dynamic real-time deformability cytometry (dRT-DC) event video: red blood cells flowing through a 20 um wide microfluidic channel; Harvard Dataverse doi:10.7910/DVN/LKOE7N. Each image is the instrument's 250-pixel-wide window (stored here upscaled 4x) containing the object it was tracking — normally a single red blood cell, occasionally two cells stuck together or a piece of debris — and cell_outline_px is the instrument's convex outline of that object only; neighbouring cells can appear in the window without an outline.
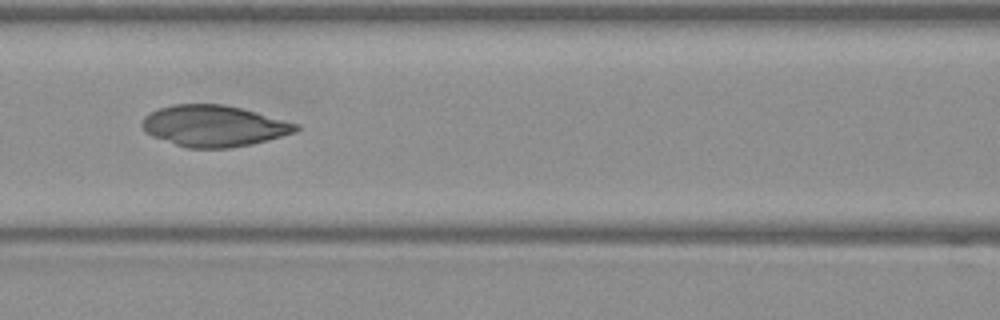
{"species": "Egyptian fruit bat (a non-hibernating species)", "species_latin": "Rousettus aegyptiacus", "temperature_condition": "warm", "stored_images_in_passage": 53, "camera_frame_rate_fps": 3000, "um_per_image_px": 0.085, "frame": {"image": 1, "passage_image": 23, "time_ms": 7.333, "image_size_px": [1000, 320], "cell_outline_px": [[300, 128], [296, 132], [252, 144], [228, 148], [188, 148], [152, 136], [144, 132], [140, 124], [144, 116], [160, 108], [176, 104], [224, 104], [256, 112], [300, 124]], "centroid_in_image_um": [18.18, 10.7], "position_along_channel_um": 148.4, "area_um2": 36.88}}
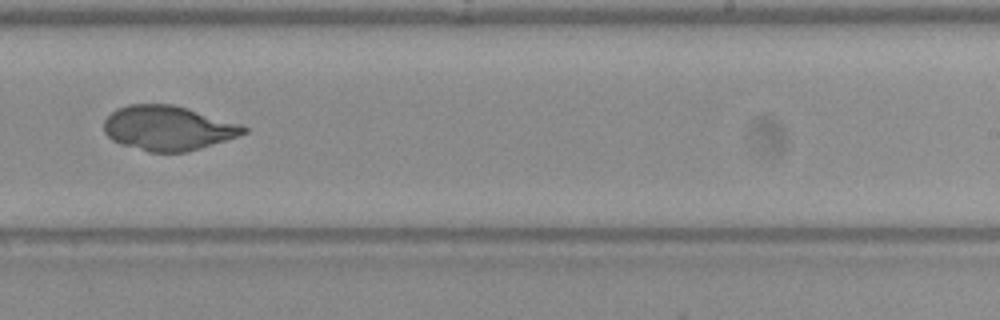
{"frame": {"image": 2, "passage_image": 33, "time_ms": 10.667, "image_size_px": [1000, 320], "cell_outline_px": [[248, 132], [240, 136], [188, 152], [148, 152], [120, 144], [112, 140], [104, 132], [104, 120], [116, 108], [128, 104], [172, 104], [244, 124], [248, 128]], "centroid_in_image_um": [14.31, 10.89], "position_along_channel_um": 274.7, "area_um2": 36.7}}
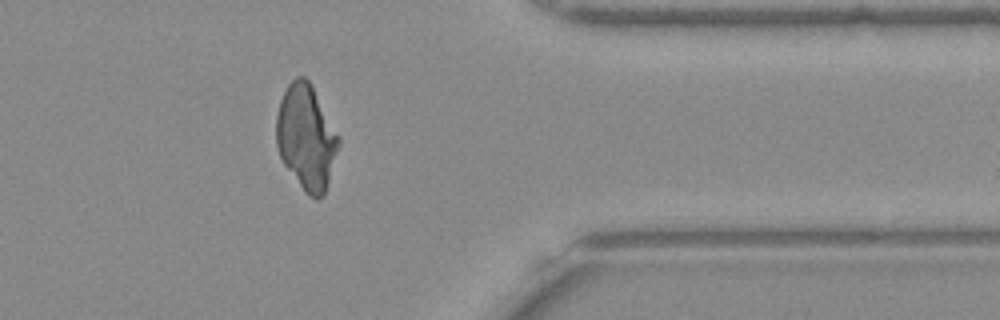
{"frame": {"image": 3, "passage_image": 43, "time_ms": 14.0, "image_size_px": [1000, 320], "cell_outline_px": [[340, 144], [324, 196], [316, 200], [308, 196], [304, 192], [284, 164], [280, 156], [276, 144], [276, 116], [280, 100], [288, 84], [296, 76], [304, 76], [308, 80], [340, 136]], "centroid_in_image_um": [26.03, 11.7], "position_along_channel_um": 385.4, "area_um2": 38.15}}